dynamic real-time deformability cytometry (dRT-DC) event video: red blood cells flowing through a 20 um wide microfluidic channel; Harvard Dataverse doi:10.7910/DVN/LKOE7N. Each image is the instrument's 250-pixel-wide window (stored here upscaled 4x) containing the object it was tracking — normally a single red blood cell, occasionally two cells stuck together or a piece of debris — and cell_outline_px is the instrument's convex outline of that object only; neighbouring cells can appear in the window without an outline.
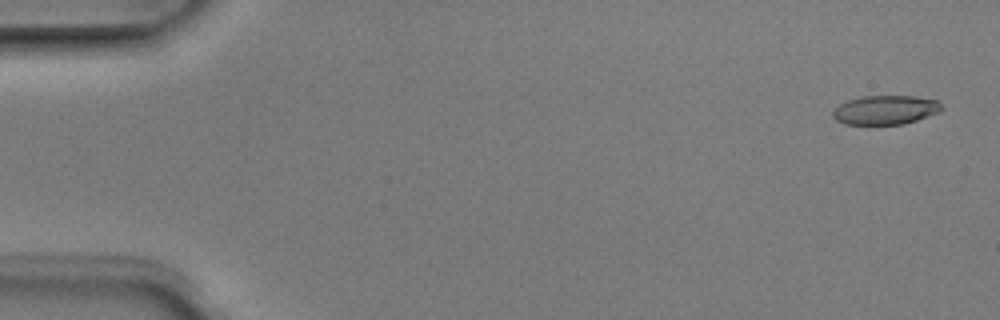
{"species": "Egyptian fruit bat (a non-hibernating species)", "species_latin": "Rousettus aegyptiacus", "temperature_condition": "room temperature", "stored_images_in_passage": 5, "camera_frame_rate_fps": 3000, "um_per_image_px": 0.085, "animal": {"sex": "male"}, "frame": {"image": 1, "passage_image": 1, "time_ms": 0.0, "image_size_px": [1000, 320], "cell_outline_px": [[944, 108], [940, 112], [904, 124], [844, 124], [836, 120], [832, 116], [832, 112], [840, 104], [848, 100], [860, 96], [916, 96], [936, 100]], "centroid_in_image_um": [75.26, 9.34], "position_along_channel_um": 9.7, "area_um2": 18.44}}
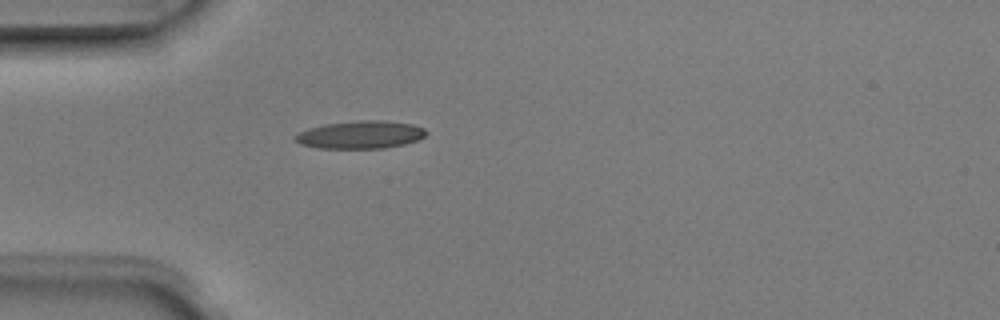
{"frame": {"image": 2, "passage_image": 5, "time_ms": 1.333, "image_size_px": [1000, 320], "cell_outline_px": [[428, 132], [424, 136], [416, 140], [404, 144], [384, 148], [316, 148], [300, 144], [292, 136], [308, 128], [324, 124], [360, 120], [384, 120], [412, 124], [424, 128]], "centroid_in_image_um": [30.62, 11.44], "position_along_channel_um": 54.4, "area_um2": 21.21}}